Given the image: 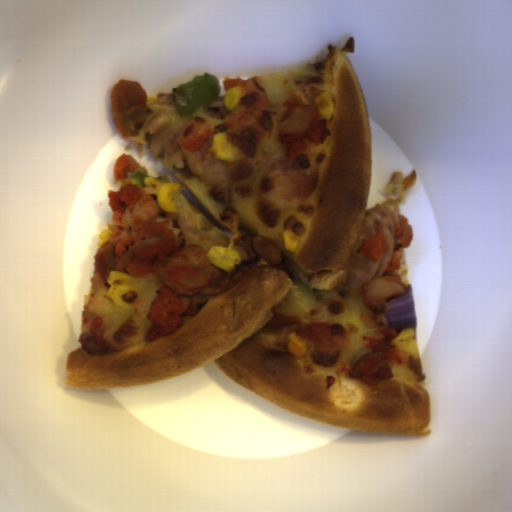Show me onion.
<instances>
[{
    "instance_id": "1",
    "label": "onion",
    "mask_w": 512,
    "mask_h": 512,
    "mask_svg": "<svg viewBox=\"0 0 512 512\" xmlns=\"http://www.w3.org/2000/svg\"><path fill=\"white\" fill-rule=\"evenodd\" d=\"M407 292L385 299L384 311L390 329H394L397 336L404 329L416 327L417 319L411 284L406 285Z\"/></svg>"
}]
</instances>
